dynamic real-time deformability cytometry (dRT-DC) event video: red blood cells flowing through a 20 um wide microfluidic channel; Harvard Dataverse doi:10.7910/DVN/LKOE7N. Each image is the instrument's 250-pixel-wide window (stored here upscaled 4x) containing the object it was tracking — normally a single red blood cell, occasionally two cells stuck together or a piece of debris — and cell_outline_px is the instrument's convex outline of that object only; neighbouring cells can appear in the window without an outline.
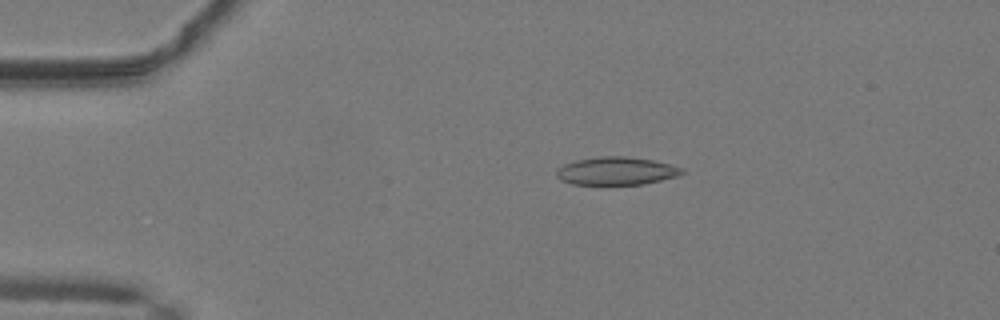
{"species": "common noctule bat (a hibernating species)", "species_latin": "Nyctalus noctula", "temperature_condition": "warm", "stored_images_in_passage": 51, "camera_frame_rate_fps": 3000, "um_per_image_px": 0.085, "animal": {"sex": "male", "body_mass_g": 19.2, "forearm_length_mm": 51.8}, "frame": {"image": 1, "passage_image": 11, "time_ms": 3.333, "image_size_px": [1000, 320], "cell_outline_px": [[684, 172], [676, 176], [644, 184], [572, 184], [560, 180], [556, 176], [556, 168], [564, 164], [576, 160], [596, 156], [624, 156], [652, 160], [684, 168]], "centroid_in_image_um": [52.34, 14.52], "position_along_channel_um": 32.7, "area_um2": 20.4}}
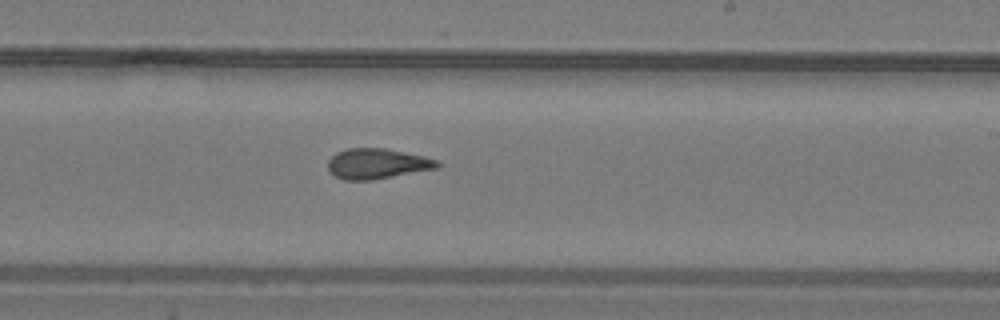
{"frame": {"image": 2, "passage_image": 31, "time_ms": 10.0, "image_size_px": [1000, 320], "cell_outline_px": [[440, 164], [436, 168], [372, 180], [344, 180], [332, 176], [328, 168], [328, 160], [336, 152], [348, 148], [384, 148], [404, 152], [436, 160]], "centroid_in_image_um": [31.97, 13.92], "position_along_channel_um": 257.0, "area_um2": 19.13}}
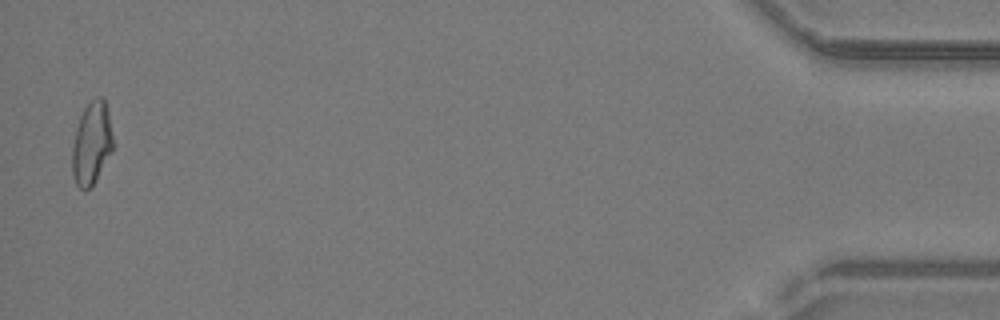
{"frame": {"image": 3, "passage_image": 50, "time_ms": 16.333, "image_size_px": [1000, 320], "cell_outline_px": [[116, 144], [112, 152], [92, 188], [84, 192], [76, 184], [72, 176], [72, 148], [76, 128], [80, 116], [84, 108], [96, 96], [104, 96]], "centroid_in_image_um": [7.82, 12.21], "position_along_channel_um": 427.4, "area_um2": 20.35}, "authors_computed_cell_mechanics": {"area_um2": 19.8832, "velocity_mm_per_s": 4.1374, "shape_relaxation_time_tau1_ms": null, "shape_relaxation_time_tau2_ms": 2.5532, "deformation_change_tau1": null, "deformation_change_tau2": 0.1086}}